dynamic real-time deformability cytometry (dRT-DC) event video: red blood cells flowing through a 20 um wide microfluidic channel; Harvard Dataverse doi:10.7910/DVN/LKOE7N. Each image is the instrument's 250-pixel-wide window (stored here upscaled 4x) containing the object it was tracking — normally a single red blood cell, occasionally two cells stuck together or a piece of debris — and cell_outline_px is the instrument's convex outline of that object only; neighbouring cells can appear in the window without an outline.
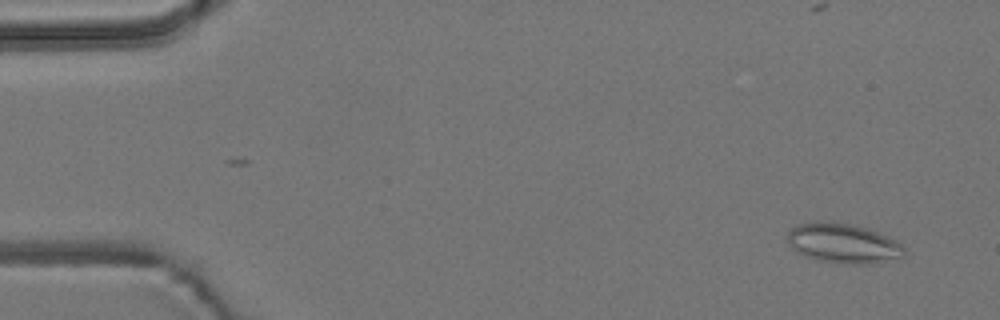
{"species": "common noctule bat (a hibernating species)", "species_latin": "Nyctalus noctula", "temperature_condition": "room temperature", "stored_images_in_passage": 21, "camera_frame_rate_fps": 3000, "um_per_image_px": 0.085, "animal": {"sex": "male", "body_mass_g": 19.2, "forearm_length_mm": 51.8}, "frame": {"image": 1, "passage_image": 4, "time_ms": 1.0, "image_size_px": [1000, 320], "cell_outline_px": [[904, 252], [900, 256], [864, 264], [844, 264], [820, 260], [808, 256], [792, 248], [788, 244], [788, 232], [796, 224], [832, 220], [852, 224], [876, 232], [896, 240], [904, 248]], "centroid_in_image_um": [71.61, 20.65], "position_along_channel_um": 13.4, "area_um2": 26.41}}